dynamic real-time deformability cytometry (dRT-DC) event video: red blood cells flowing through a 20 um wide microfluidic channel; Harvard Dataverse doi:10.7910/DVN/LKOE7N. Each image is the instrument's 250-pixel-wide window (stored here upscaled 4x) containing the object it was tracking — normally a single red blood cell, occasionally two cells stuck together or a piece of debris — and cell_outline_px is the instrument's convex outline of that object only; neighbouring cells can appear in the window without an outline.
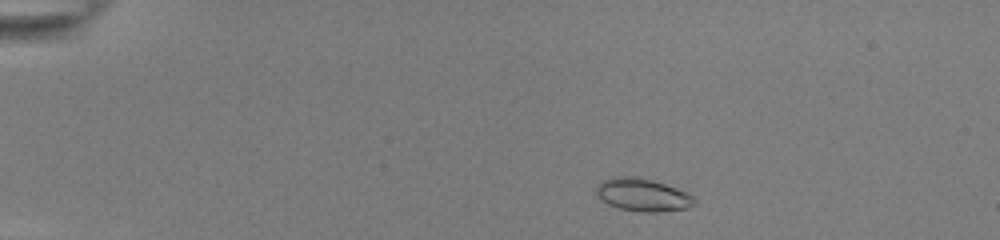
{"species": "common noctule bat (a hibernating species)", "species_latin": "Nyctalus noctula", "temperature_condition": "room temperature", "stored_images_in_passage": 47, "camera_frame_rate_fps": 3000, "um_per_image_px": 0.085, "animal": {"sex": "female", "body_mass_g": 22.0, "forearm_length_mm": 56.7}, "frame": {"image": 1, "passage_image": 4, "time_ms": 1.0, "image_size_px": [1000, 240], "cell_outline_px": [[696, 204], [684, 208], [660, 212], [644, 212], [620, 208], [608, 204], [596, 192], [596, 184], [612, 176], [632, 176], [652, 180], [676, 188], [692, 196], [696, 200]], "centroid_in_image_um": [54.61, 16.55], "position_along_channel_um": 30.4, "area_um2": 18.44}}
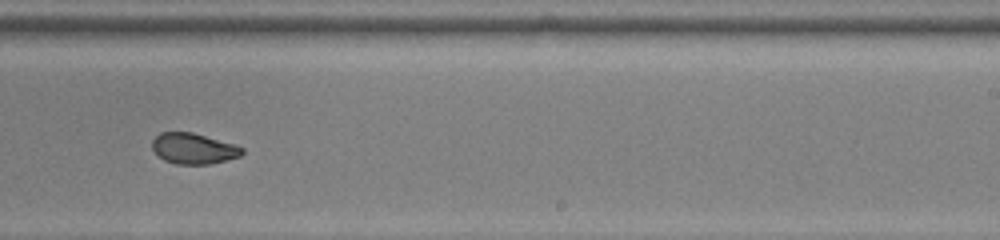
{"frame": {"image": 2, "passage_image": 29, "time_ms": 9.333, "image_size_px": [1000, 240], "cell_outline_px": [[244, 152], [240, 156], [228, 160], [212, 164], [176, 164], [164, 160], [152, 148], [152, 140], [160, 132], [192, 132], [236, 144], [244, 148]], "centroid_in_image_um": [16.49, 12.62], "position_along_channel_um": 272.5, "area_um2": 16.24}}
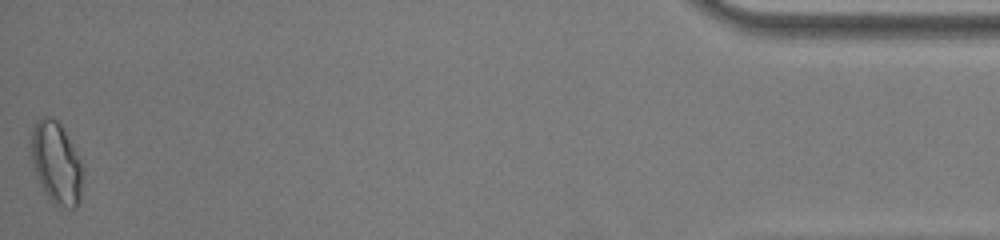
{"frame": {"image": 3, "passage_image": 47, "time_ms": 15.333, "image_size_px": [1000, 240], "cell_outline_px": [[84, 168], [80, 200], [76, 208], [60, 208], [52, 204], [44, 192], [40, 184], [32, 160], [32, 128], [36, 120], [40, 116], [52, 116], [60, 124], [72, 144]], "centroid_in_image_um": [4.81, 13.88], "position_along_channel_um": 430.4, "area_um2": 24.85}, "authors_computed_cell_mechanics": {"area_um2": 17.8602, "velocity_mm_per_s": 3.8969, "shape_relaxation_time_tau1_ms": 9.5549, "shape_relaxation_time_tau2_ms": 1.4065, "deformation_change_tau1": 0.2194, "deformation_change_tau2": 0.0536}}